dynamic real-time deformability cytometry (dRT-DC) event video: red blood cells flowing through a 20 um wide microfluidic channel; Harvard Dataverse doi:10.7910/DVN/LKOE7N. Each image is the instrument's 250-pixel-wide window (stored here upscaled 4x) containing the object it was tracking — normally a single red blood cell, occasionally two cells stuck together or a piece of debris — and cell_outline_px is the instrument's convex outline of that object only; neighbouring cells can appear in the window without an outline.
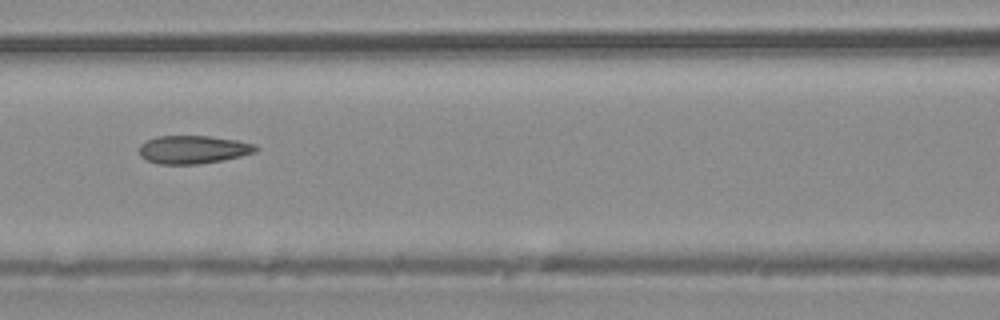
{"species": "common noctule bat (a hibernating species)", "species_latin": "Nyctalus noctula", "temperature_condition": "warm", "stored_images_in_passage": 6, "camera_frame_rate_fps": 3000, "um_per_image_px": 0.085, "animal": {"sex": "male", "body_mass_g": 20.4}, "frame": {"image": 1, "passage_image": 5, "time_ms": 4.667, "image_size_px": [1000, 320], "cell_outline_px": [[260, 148], [256, 152], [240, 156], [220, 160], [196, 164], [160, 164], [148, 160], [140, 156], [140, 144], [156, 136], [208, 136], [236, 140], [256, 144]], "centroid_in_image_um": [16.44, 12.7], "position_along_channel_um": 150.2, "area_um2": 18.96}}
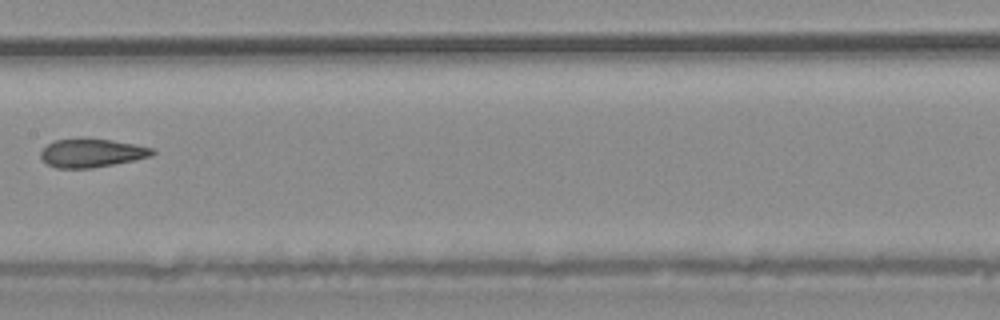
{"frame": {"image": 2, "passage_image": 6, "time_ms": 5.667, "image_size_px": [1000, 320], "cell_outline_px": [[156, 152], [152, 156], [92, 168], [56, 168], [48, 164], [40, 156], [40, 152], [48, 144], [56, 140], [80, 136], [112, 140], [136, 144], [152, 148]], "centroid_in_image_um": [7.78, 12.97], "position_along_channel_um": 199.6, "area_um2": 18.79}}